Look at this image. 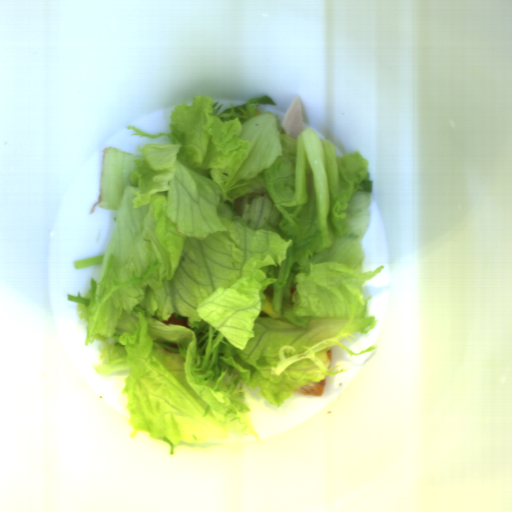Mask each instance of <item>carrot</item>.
Returning <instances> with one entry per match:
<instances>
[{
    "label": "carrot",
    "mask_w": 512,
    "mask_h": 512,
    "mask_svg": "<svg viewBox=\"0 0 512 512\" xmlns=\"http://www.w3.org/2000/svg\"><path fill=\"white\" fill-rule=\"evenodd\" d=\"M164 325H180L189 328L188 318H176L175 314L168 318L167 321H162Z\"/></svg>",
    "instance_id": "1"
}]
</instances>
